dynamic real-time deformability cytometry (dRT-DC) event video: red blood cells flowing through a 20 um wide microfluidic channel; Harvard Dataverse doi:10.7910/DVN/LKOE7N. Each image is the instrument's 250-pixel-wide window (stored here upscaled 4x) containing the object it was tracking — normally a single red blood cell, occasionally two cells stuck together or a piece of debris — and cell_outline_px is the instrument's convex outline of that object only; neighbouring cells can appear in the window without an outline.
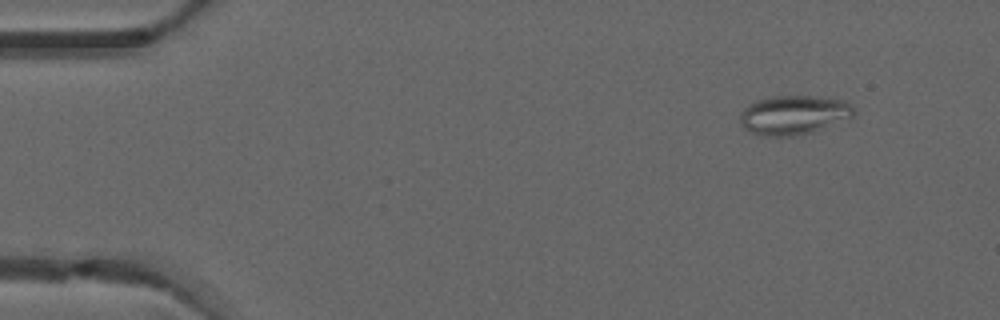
{"species": "common noctule bat (a hibernating species)", "species_latin": "Nyctalus noctula", "temperature_condition": "warm", "stored_images_in_passage": 4, "camera_frame_rate_fps": 3000, "um_per_image_px": 0.085, "animal": {"sex": "male", "forearm_length_mm": 52.5}, "frame": {"image": 1, "passage_image": 1, "time_ms": 0.0, "image_size_px": [1000, 320], "cell_outline_px": [[856, 112], [852, 116], [812, 132], [796, 136], [760, 136], [744, 128], [740, 124], [740, 112], [748, 104], [756, 100], [772, 96], [812, 96], [844, 100], [852, 104], [856, 108]], "centroid_in_image_um": [67.44, 9.76], "position_along_channel_um": 17.6, "area_um2": 26.07}}